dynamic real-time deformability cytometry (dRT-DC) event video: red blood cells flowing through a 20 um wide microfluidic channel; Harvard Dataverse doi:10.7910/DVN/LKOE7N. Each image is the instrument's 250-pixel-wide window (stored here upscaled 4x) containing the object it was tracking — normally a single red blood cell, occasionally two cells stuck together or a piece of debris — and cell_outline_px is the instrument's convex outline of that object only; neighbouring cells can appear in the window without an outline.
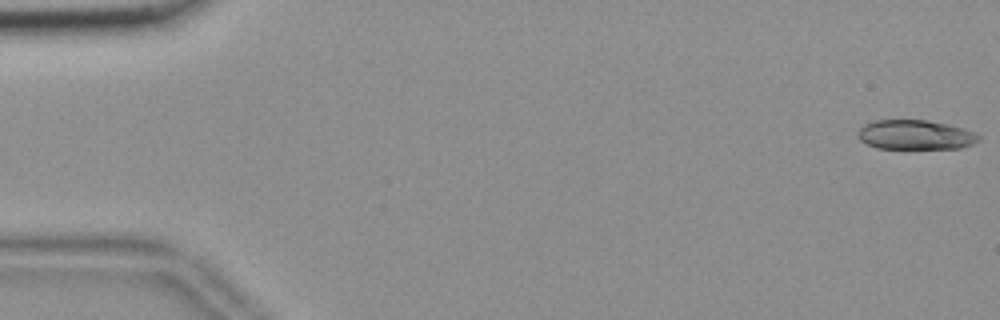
{"species": "common noctule bat (a hibernating species)", "species_latin": "Nyctalus noctula", "temperature_condition": "room temperature", "stored_images_in_passage": 56, "camera_frame_rate_fps": 3000, "um_per_image_px": 0.085, "animal": {"sex": "female", "body_mass_g": 18.4}, "frame": {"image": 1, "passage_image": 1, "time_ms": 0.0, "image_size_px": [1000, 320], "cell_outline_px": [[980, 140], [972, 144], [960, 148], [876, 148], [860, 140], [856, 136], [856, 132], [864, 124], [872, 120], [924, 120], [948, 124], [964, 128], [976, 132], [980, 136]], "centroid_in_image_um": [77.79, 11.45], "position_along_channel_um": 7.2, "area_um2": 20.92}}
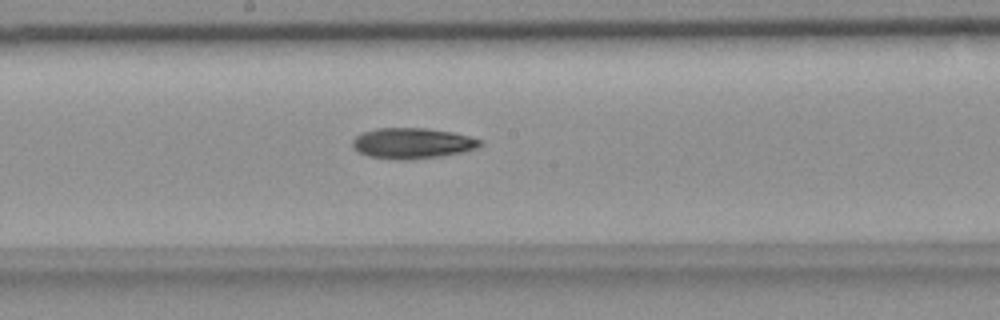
{"frame": {"image": 2, "passage_image": 30, "time_ms": 9.667, "image_size_px": [1000, 320], "cell_outline_px": [[484, 144], [476, 148], [464, 152], [436, 156], [404, 160], [368, 156], [352, 148], [352, 140], [356, 136], [364, 132], [376, 128], [424, 128], [452, 132], [484, 140]], "centroid_in_image_um": [35.06, 12.17], "position_along_channel_um": 213.1, "area_um2": 22.66}}
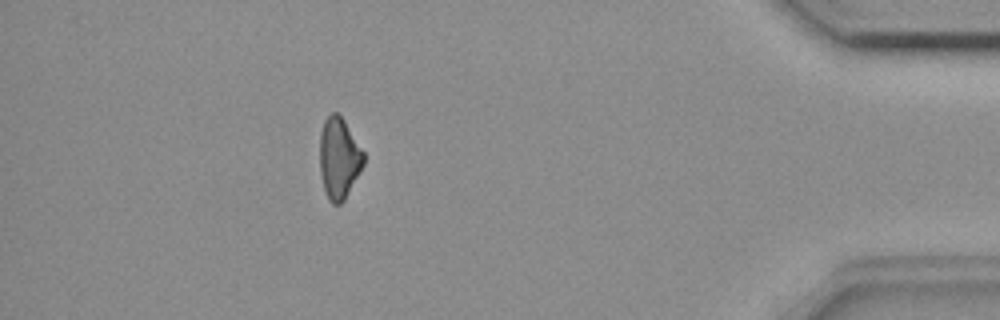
{"frame": {"image": 3, "passage_image": 50, "time_ms": 16.333, "image_size_px": [1000, 320], "cell_outline_px": [[364, 164], [360, 172], [344, 200], [340, 204], [332, 204], [328, 200], [324, 192], [320, 172], [320, 132], [324, 120], [332, 112], [336, 112], [344, 120], [364, 152]], "centroid_in_image_um": [28.8, 13.46], "position_along_channel_um": 406.4, "area_um2": 20.81}}